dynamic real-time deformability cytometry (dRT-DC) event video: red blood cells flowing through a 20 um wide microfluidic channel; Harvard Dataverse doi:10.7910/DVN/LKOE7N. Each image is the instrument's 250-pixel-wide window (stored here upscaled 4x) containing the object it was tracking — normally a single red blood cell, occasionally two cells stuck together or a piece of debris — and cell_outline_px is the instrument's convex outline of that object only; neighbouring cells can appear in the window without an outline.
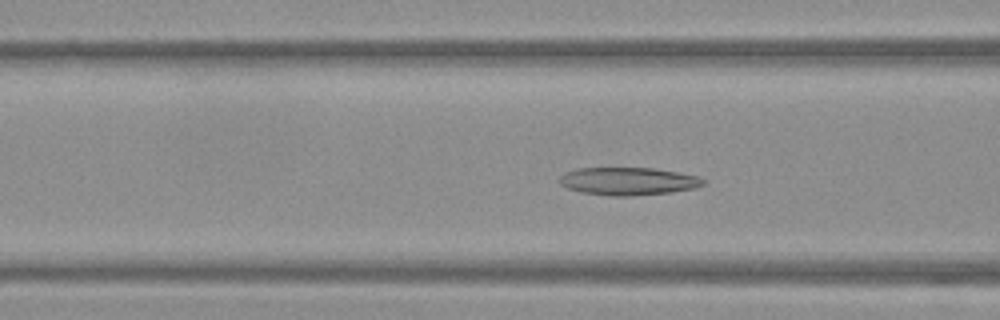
{"species": "Egyptian fruit bat (a non-hibernating species)", "species_latin": "Rousettus aegyptiacus", "temperature_condition": "warm", "stored_images_in_passage": 45, "camera_frame_rate_fps": 3000, "um_per_image_px": 0.085, "frame": {"image": 1, "passage_image": 13, "time_ms": 4.0, "image_size_px": [1000, 320], "cell_outline_px": [[704, 184], [696, 188], [672, 192], [632, 196], [612, 196], [580, 192], [568, 188], [560, 184], [560, 176], [564, 172], [576, 168], [652, 168], [700, 176], [704, 180]], "centroid_in_image_um": [53.39, 15.4], "position_along_channel_um": 113.2, "area_um2": 23.35}}
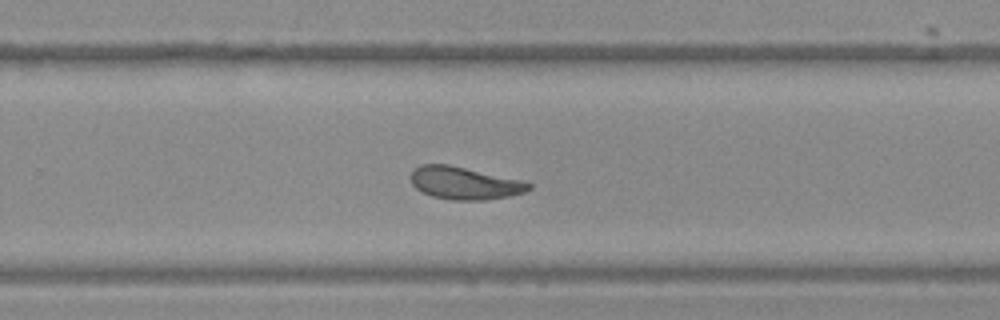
{"frame": {"image": 2, "passage_image": 27, "time_ms": 8.667, "image_size_px": [1000, 320], "cell_outline_px": [[532, 188], [524, 192], [508, 196], [484, 200], [452, 200], [432, 196], [416, 188], [412, 184], [412, 168], [420, 164], [448, 164], [520, 180], [532, 184]], "centroid_in_image_um": [39.46, 15.56], "position_along_channel_um": 290.3, "area_um2": 22.14}}
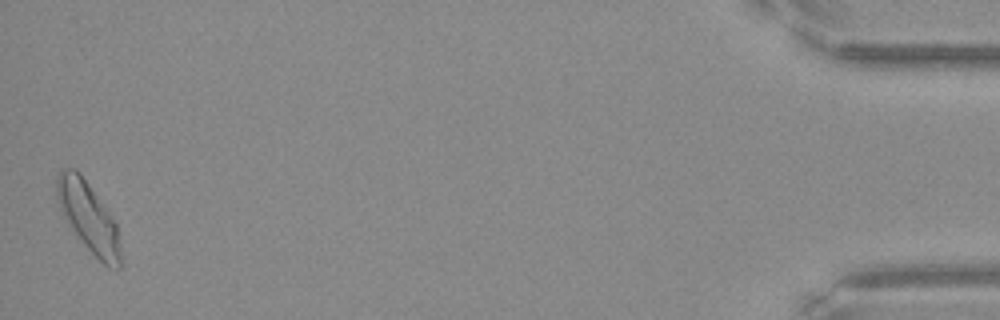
{"frame": {"image": 3, "passage_image": 45, "time_ms": 14.667, "image_size_px": [1000, 320], "cell_outline_px": [[120, 268], [108, 268], [84, 244], [72, 228], [60, 208], [56, 196], [56, 176], [64, 168], [72, 168], [80, 172], [108, 212], [116, 224], [120, 244]], "centroid_in_image_um": [7.51, 18.43], "position_along_channel_um": 427.7, "area_um2": 25.14}, "authors_computed_cell_mechanics": {"area_um2": 22.831, "velocity_mm_per_s": 3.7923, "shape_relaxation_time_tau1_ms": null, "shape_relaxation_time_tau2_ms": 2.5646, "deformation_change_tau1": null, "deformation_change_tau2": 0.099}}